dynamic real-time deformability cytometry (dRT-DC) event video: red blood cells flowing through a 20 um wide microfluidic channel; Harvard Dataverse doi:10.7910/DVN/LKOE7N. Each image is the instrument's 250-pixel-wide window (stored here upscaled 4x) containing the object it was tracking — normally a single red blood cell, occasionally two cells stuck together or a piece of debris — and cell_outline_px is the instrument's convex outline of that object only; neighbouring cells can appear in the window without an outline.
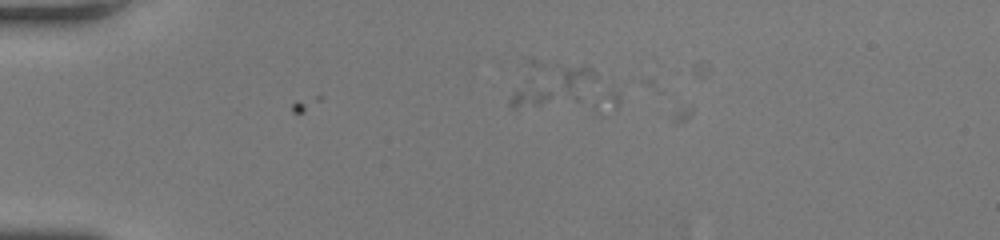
{"species": "human", "species_latin": "Homo sapiens", "temperature_condition": "room temperature", "stored_images_in_passage": 2, "camera_frame_rate_fps": 3000, "um_per_image_px": 0.085, "donor": {"sex": "female"}, "frame": {"image": 1, "passage_image": 1, "time_ms": 0.0, "image_size_px": [1000, 240], "cell_outline_px": [[596, 76], [580, 100], [516, 108], [512, 108], [508, 104], [512, 92], [524, 80], [564, 68], [592, 68]], "centroid_in_image_um": [46.99, 7.47], "position_along_channel_um": 38.0, "area_um2": 16.94}}